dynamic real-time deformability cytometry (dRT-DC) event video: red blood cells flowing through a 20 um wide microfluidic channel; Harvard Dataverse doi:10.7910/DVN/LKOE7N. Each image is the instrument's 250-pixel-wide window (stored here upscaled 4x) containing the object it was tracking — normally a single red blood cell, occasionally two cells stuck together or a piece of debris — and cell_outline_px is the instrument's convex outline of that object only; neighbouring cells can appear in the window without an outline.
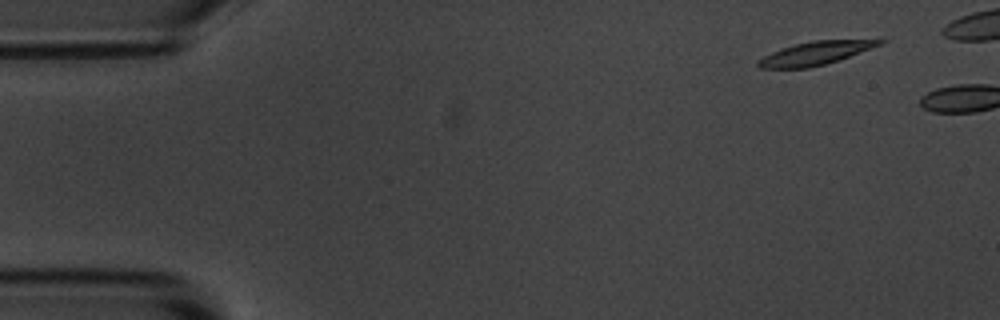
{"species": "common noctule bat (a hibernating species)", "species_latin": "Nyctalus noctula", "temperature_condition": "room temperature", "stored_images_in_passage": 3, "camera_frame_rate_fps": 3000, "um_per_image_px": 0.085, "animal": {"sex": "male", "body_mass_g": 20.1, "forearm_length_mm": 53.5}, "frame": {"image": 1, "passage_image": 1, "time_ms": 0.0, "image_size_px": [1000, 320], "cell_outline_px": [[888, 40], [880, 44], [848, 56], [824, 64], [808, 68], [760, 68], [756, 64], [756, 60], [780, 48], [812, 40]], "centroid_in_image_um": [69.19, 4.53], "position_along_channel_um": 15.8, "area_um2": 16.01}}